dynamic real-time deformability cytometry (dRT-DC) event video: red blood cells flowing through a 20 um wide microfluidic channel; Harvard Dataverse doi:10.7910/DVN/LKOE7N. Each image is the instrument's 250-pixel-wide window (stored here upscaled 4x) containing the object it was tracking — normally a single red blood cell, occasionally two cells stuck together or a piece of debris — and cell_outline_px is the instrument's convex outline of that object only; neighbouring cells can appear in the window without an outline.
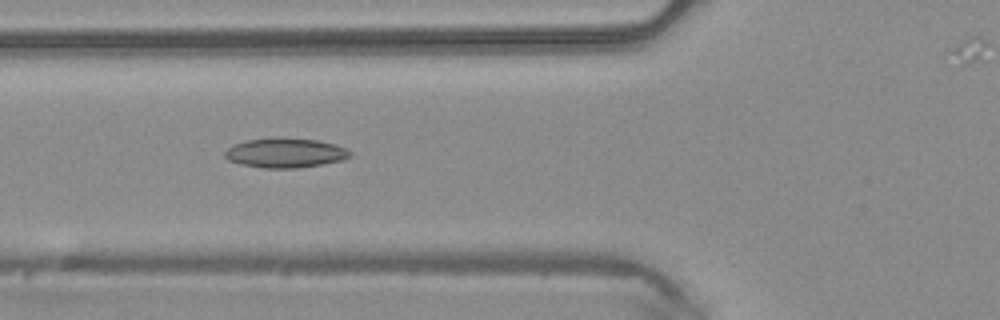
{"species": "common noctule bat (a hibernating species)", "species_latin": "Nyctalus noctula", "temperature_condition": "warm", "stored_images_in_passage": 38, "camera_frame_rate_fps": 3000, "um_per_image_px": 0.085, "animal": {"sex": "male", "body_mass_g": 20.4}, "frame": {"image": 1, "passage_image": 8, "time_ms": 2.333, "image_size_px": [1000, 320], "cell_outline_px": [[352, 156], [340, 160], [320, 164], [296, 168], [264, 168], [240, 164], [228, 160], [224, 156], [224, 152], [228, 148], [236, 144], [248, 140], [316, 140], [336, 144], [352, 152]], "centroid_in_image_um": [24.25, 13.04], "position_along_channel_um": 101.5, "area_um2": 20.63}}
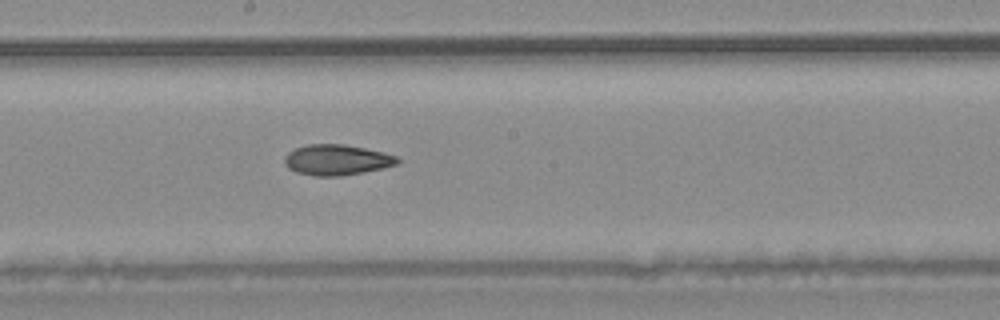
{"frame": {"image": 2, "passage_image": 16, "time_ms": 5.0, "image_size_px": [1000, 320], "cell_outline_px": [[400, 160], [396, 164], [380, 168], [340, 176], [316, 176], [296, 172], [288, 168], [284, 164], [284, 156], [288, 152], [296, 148], [308, 144], [344, 144], [384, 152], [396, 156]], "centroid_in_image_um": [28.57, 13.58], "position_along_channel_um": 219.6, "area_um2": 19.94}}
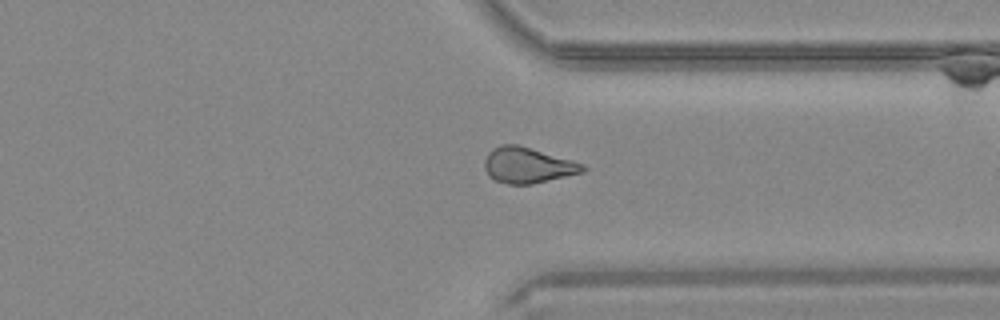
{"frame": {"image": 3, "passage_image": 26, "time_ms": 8.333, "image_size_px": [1000, 320], "cell_outline_px": [[588, 168], [584, 172], [532, 184], [508, 184], [496, 180], [488, 176], [484, 168], [484, 160], [488, 152], [492, 148], [500, 144], [516, 144], [572, 160], [584, 164]], "centroid_in_image_um": [44.84, 14.04], "position_along_channel_um": 366.6, "area_um2": 20.46}}